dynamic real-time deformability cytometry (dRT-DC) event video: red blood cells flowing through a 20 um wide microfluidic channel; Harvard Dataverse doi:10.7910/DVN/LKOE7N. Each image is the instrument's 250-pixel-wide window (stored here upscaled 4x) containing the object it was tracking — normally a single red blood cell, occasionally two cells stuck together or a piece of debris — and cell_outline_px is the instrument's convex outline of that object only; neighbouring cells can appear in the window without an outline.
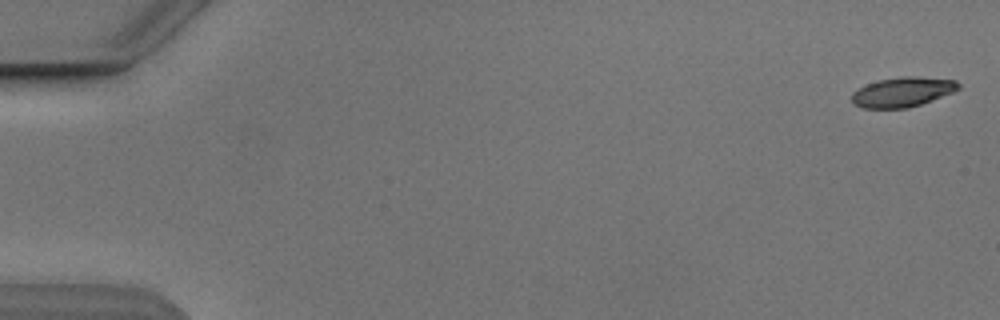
{"species": "Egyptian fruit bat (a non-hibernating species)", "species_latin": "Rousettus aegyptiacus", "temperature_condition": "cold", "stored_images_in_passage": 8, "camera_frame_rate_fps": 3000, "um_per_image_px": 0.085, "animal": {"sex": "male"}, "frame": {"image": 1, "passage_image": 1, "time_ms": 0.0, "image_size_px": [1000, 320], "cell_outline_px": [[960, 88], [952, 92], [920, 104], [908, 108], [860, 108], [852, 104], [852, 92], [856, 88], [880, 80], [900, 76], [912, 76], [956, 80], [960, 84]], "centroid_in_image_um": [76.67, 7.82], "position_along_channel_um": 8.3, "area_um2": 18.44}}
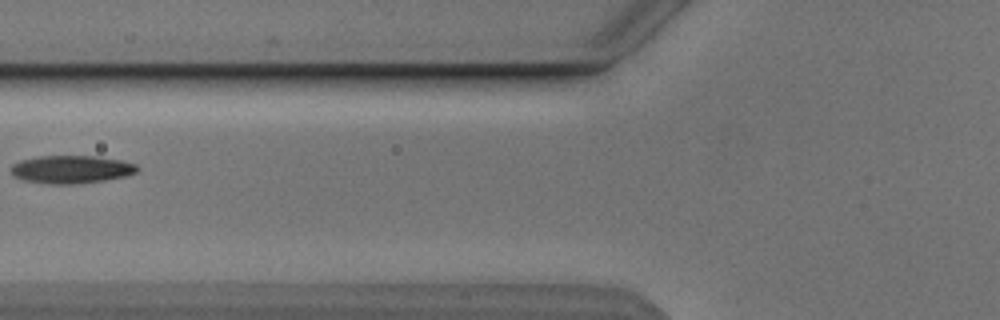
{"frame": {"image": 2, "passage_image": 7, "time_ms": 7.0, "image_size_px": [1000, 320], "cell_outline_px": [[140, 168], [136, 172], [124, 176], [104, 180], [76, 184], [48, 184], [24, 180], [16, 176], [12, 172], [12, 164], [20, 160], [40, 156], [96, 156], [120, 160], [136, 164]], "centroid_in_image_um": [6.07, 14.39], "position_along_channel_um": 119.7, "area_um2": 20.4}}